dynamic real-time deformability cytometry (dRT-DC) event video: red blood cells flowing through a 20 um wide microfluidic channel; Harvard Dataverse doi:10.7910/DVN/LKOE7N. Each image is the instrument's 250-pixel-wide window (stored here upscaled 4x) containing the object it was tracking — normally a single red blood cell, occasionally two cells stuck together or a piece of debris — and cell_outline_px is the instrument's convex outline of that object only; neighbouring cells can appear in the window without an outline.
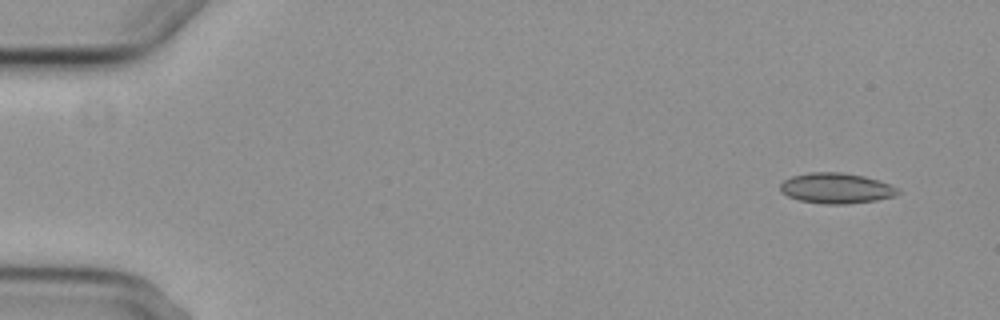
{"species": "common noctule bat (a hibernating species)", "species_latin": "Nyctalus noctula", "temperature_condition": "cold", "stored_images_in_passage": 5, "camera_frame_rate_fps": 3000, "um_per_image_px": 0.085, "animal": {"sex": "female", "body_mass_g": 29.2, "forearm_length_mm": 56.3}, "frame": {"image": 1, "passage_image": 1, "time_ms": 0.0, "image_size_px": [1000, 320], "cell_outline_px": [[900, 192], [892, 196], [876, 200], [844, 204], [828, 204], [800, 200], [788, 196], [780, 192], [780, 184], [784, 180], [792, 176], [808, 172], [840, 172], [864, 176], [888, 184], [896, 188]], "centroid_in_image_um": [71.02, 15.99], "position_along_channel_um": 14.0, "area_um2": 20.58}}
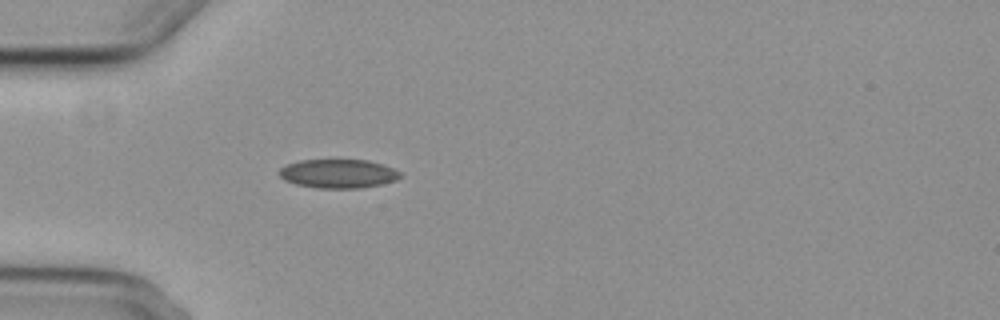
{"frame": {"image": 2, "passage_image": 5, "time_ms": 4.333, "image_size_px": [1000, 320], "cell_outline_px": [[400, 176], [396, 180], [380, 184], [360, 188], [316, 188], [296, 184], [284, 180], [280, 176], [280, 168], [288, 164], [300, 160], [368, 160], [384, 164], [400, 172]], "centroid_in_image_um": [28.75, 14.76], "position_along_channel_um": 56.3, "area_um2": 20.23}}